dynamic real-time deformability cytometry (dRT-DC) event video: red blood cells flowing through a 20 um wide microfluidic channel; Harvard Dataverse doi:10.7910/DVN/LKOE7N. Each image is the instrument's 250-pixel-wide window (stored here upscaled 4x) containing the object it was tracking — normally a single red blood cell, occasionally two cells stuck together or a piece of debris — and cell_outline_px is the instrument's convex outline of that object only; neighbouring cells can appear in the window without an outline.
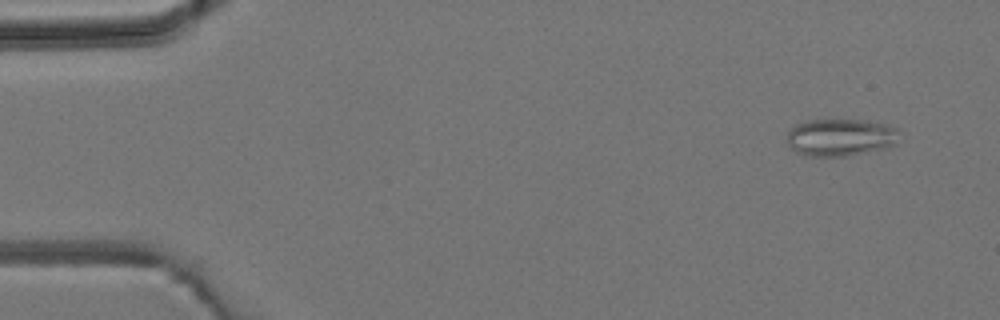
{"species": "common noctule bat (a hibernating species)", "species_latin": "Nyctalus noctula", "temperature_condition": "room temperature", "stored_images_in_passage": 2, "camera_frame_rate_fps": 3000, "um_per_image_px": 0.085, "animal": {"sex": "male", "body_mass_g": 19.2, "forearm_length_mm": 51.8}, "frame": {"image": 1, "passage_image": 1, "time_ms": 0.0, "image_size_px": [1000, 320], "cell_outline_px": [[900, 132], [896, 144], [888, 148], [844, 156], [804, 156], [796, 152], [788, 144], [788, 132], [796, 124], [808, 120], [864, 120], [884, 124], [896, 128]], "centroid_in_image_um": [71.46, 11.68], "position_along_channel_um": 13.5, "area_um2": 24.45}}